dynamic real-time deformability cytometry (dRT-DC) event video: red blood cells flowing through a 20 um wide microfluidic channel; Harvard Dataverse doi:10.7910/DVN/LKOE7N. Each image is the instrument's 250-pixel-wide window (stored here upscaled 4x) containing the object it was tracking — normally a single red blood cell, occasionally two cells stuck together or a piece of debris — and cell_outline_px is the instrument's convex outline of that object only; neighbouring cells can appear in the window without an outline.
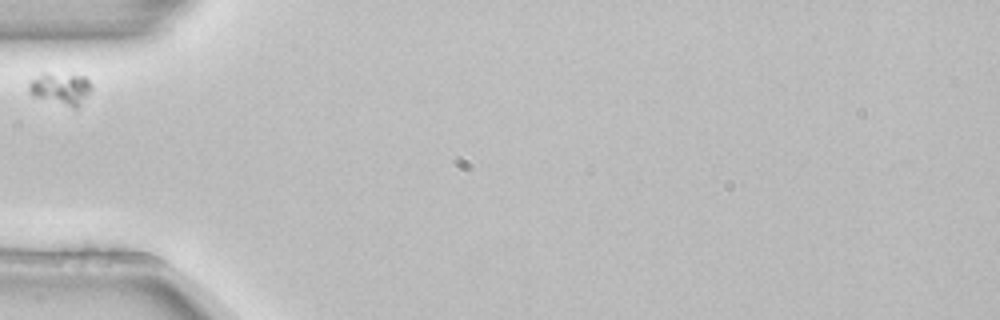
{"species": "common noctule bat (a hibernating species)", "species_latin": "Nyctalus noctula", "temperature_condition": "room temperature", "stored_images_in_passage": 1, "camera_frame_rate_fps": 3000, "um_per_image_px": 0.085, "animal": {"sex": "female", "body_mass_g": 22.7, "forearm_length_mm": 54.2}, "frame": {"image": 1, "passage_image": 1, "time_ms": 0.0, "image_size_px": [1000, 320], "cell_outline_px": [[92, 88], [80, 104], [76, 108], [72, 108], [32, 96], [28, 92], [28, 80], [40, 72], [44, 72], [84, 76], [92, 84]], "centroid_in_image_um": [5.09, 7.51], "position_along_channel_um": 79.9, "area_um2": 12.02}}